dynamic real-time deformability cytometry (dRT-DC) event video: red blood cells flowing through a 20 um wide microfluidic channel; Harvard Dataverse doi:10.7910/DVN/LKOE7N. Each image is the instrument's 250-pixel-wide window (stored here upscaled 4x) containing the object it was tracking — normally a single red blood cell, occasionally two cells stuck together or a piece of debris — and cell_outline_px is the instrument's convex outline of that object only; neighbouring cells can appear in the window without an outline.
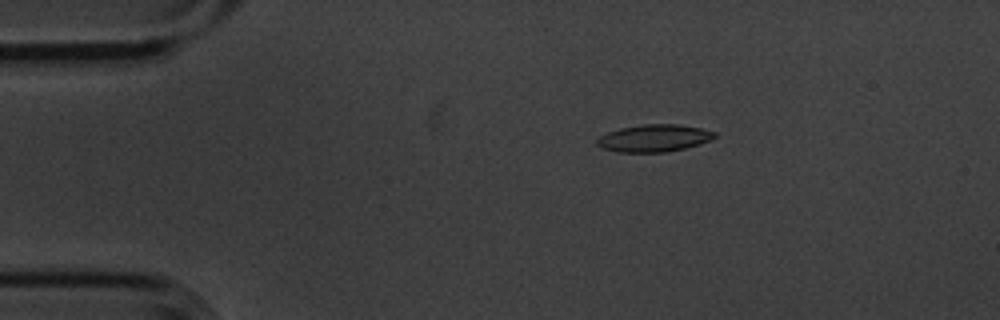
{"species": "common noctule bat (a hibernating species)", "species_latin": "Nyctalus noctula", "temperature_condition": "cold", "stored_images_in_passage": 11, "camera_frame_rate_fps": 3000, "um_per_image_px": 0.085, "animal": {"sex": "male", "body_mass_g": 20.1, "forearm_length_mm": 53.5}, "frame": {"image": 1, "passage_image": 3, "time_ms": 0.667, "image_size_px": [1000, 320], "cell_outline_px": [[716, 136], [712, 140], [684, 148], [664, 152], [616, 152], [604, 148], [596, 144], [596, 140], [600, 136], [608, 132], [620, 128], [644, 124], [676, 124], [700, 128], [716, 132]], "centroid_in_image_um": [55.59, 11.74], "position_along_channel_um": 29.4, "area_um2": 18.55}}
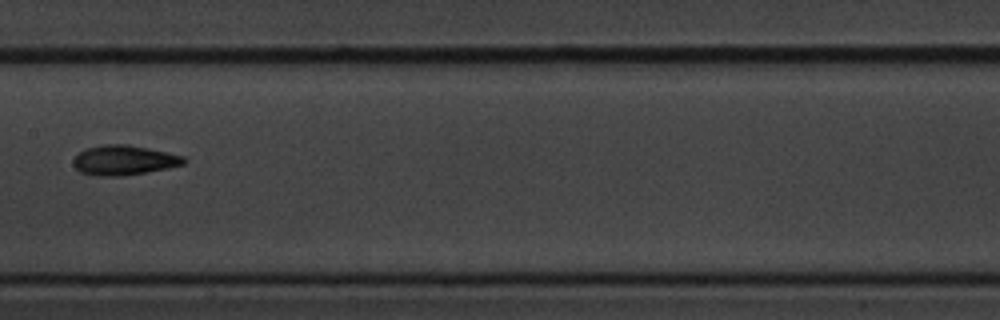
{"frame": {"image": 2, "passage_image": 8, "time_ms": 2.333, "image_size_px": [1000, 320], "cell_outline_px": [[188, 160], [184, 164], [168, 168], [120, 176], [96, 176], [80, 172], [72, 164], [72, 160], [84, 148], [104, 144], [128, 144], [148, 148], [184, 156]], "centroid_in_image_um": [10.52, 13.61], "position_along_channel_um": 196.9, "area_um2": 19.25}}
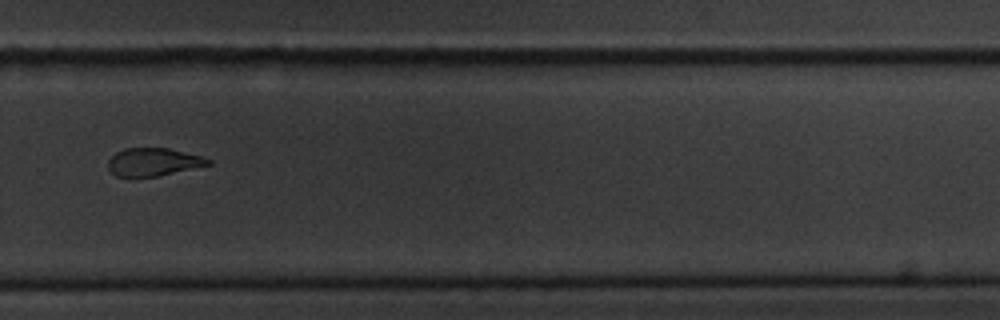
{"frame": {"image": 3, "passage_image": 11, "time_ms": 3.333, "image_size_px": [1000, 320], "cell_outline_px": [[212, 164], [156, 176], [132, 180], [116, 176], [108, 168], [108, 160], [116, 152], [124, 148], [168, 148], [200, 156], [212, 160]], "centroid_in_image_um": [12.96, 13.8], "position_along_channel_um": 316.8, "area_um2": 16.59}}